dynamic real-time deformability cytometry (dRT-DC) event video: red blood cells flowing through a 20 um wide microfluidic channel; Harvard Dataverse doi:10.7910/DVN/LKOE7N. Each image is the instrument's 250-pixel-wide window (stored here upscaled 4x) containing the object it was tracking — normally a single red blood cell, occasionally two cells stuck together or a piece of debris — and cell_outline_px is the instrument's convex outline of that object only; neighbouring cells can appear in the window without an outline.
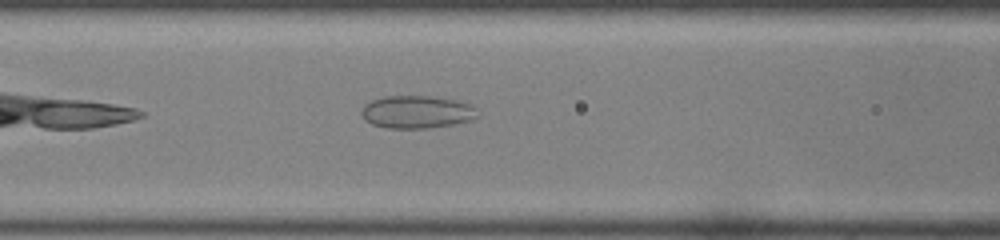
{"species": "common noctule bat (a hibernating species)", "species_latin": "Nyctalus noctula", "temperature_condition": "room temperature", "stored_images_in_passage": 31, "camera_frame_rate_fps": 3000, "um_per_image_px": 0.085, "animal": {"sex": "female", "body_mass_g": 22.0, "forearm_length_mm": 56.7}, "frame": {"image": 1, "passage_image": 7, "time_ms": 2.0, "image_size_px": [1000, 240], "cell_outline_px": [[476, 116], [468, 120], [452, 124], [428, 128], [388, 128], [372, 124], [364, 120], [360, 112], [364, 104], [372, 100], [384, 96], [432, 96], [452, 100], [468, 104], [476, 108]], "centroid_in_image_um": [35.34, 9.51], "position_along_channel_um": 131.3, "area_um2": 21.85}}
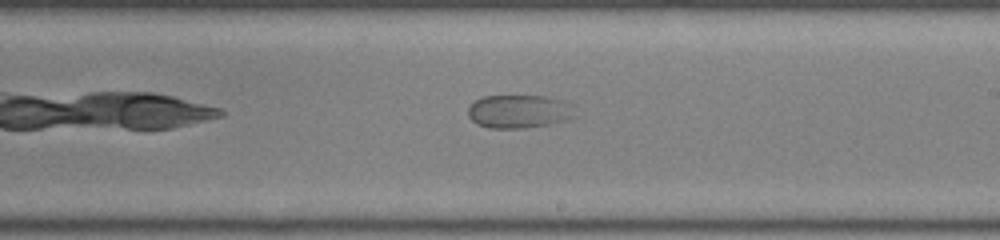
{"frame": {"image": 2, "passage_image": 15, "time_ms": 4.667, "image_size_px": [1000, 240], "cell_outline_px": [[576, 116], [568, 120], [548, 124], [524, 128], [488, 128], [476, 124], [468, 116], [468, 108], [476, 100], [484, 96], [548, 96], [572, 104]], "centroid_in_image_um": [44.13, 9.48], "position_along_channel_um": 244.9, "area_um2": 20.87}}
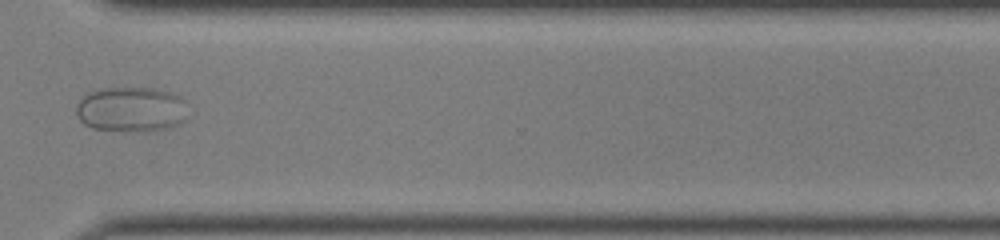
{"frame": {"image": 3, "passage_image": 23, "time_ms": 7.333, "image_size_px": [1000, 240], "cell_outline_px": [[184, 120], [180, 124], [168, 128], [144, 132], [136, 132], [92, 128], [84, 124], [80, 120], [76, 112], [76, 104], [84, 96], [92, 92], [104, 88], [156, 88], [172, 92], [180, 96], [184, 100]], "centroid_in_image_um": [11.15, 9.3], "position_along_channel_um": 359.4, "area_um2": 29.36}}